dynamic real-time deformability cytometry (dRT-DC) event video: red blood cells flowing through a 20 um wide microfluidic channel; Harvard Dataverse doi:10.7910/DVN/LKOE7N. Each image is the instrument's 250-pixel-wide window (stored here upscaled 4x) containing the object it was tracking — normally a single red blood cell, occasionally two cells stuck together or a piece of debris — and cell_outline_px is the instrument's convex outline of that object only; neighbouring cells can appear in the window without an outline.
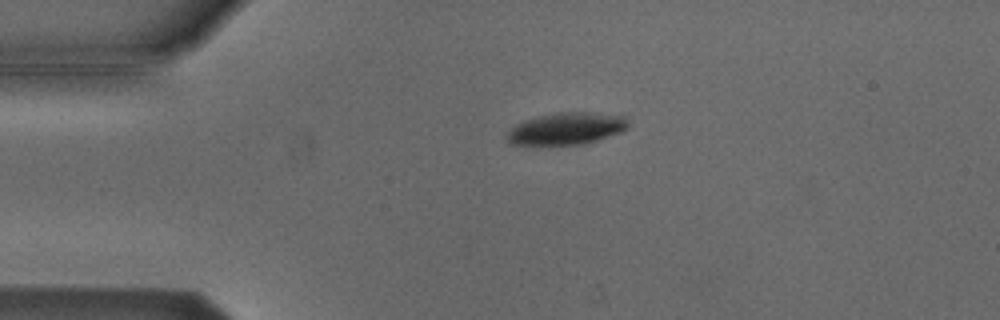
{"species": "Egyptian fruit bat (a non-hibernating species)", "species_latin": "Rousettus aegyptiacus", "temperature_condition": "cold", "stored_images_in_passage": 5, "camera_frame_rate_fps": 3000, "um_per_image_px": 0.085, "animal": {"sex": "male"}, "frame": {"image": 1, "passage_image": 4, "time_ms": 1.0, "image_size_px": [1000, 320], "cell_outline_px": [[628, 128], [620, 132], [596, 140], [580, 144], [508, 144], [504, 136], [516, 124], [524, 120], [556, 112], [624, 112], [628, 116]], "centroid_in_image_um": [48.24, 10.89], "position_along_channel_um": 36.8, "area_um2": 23.0}}